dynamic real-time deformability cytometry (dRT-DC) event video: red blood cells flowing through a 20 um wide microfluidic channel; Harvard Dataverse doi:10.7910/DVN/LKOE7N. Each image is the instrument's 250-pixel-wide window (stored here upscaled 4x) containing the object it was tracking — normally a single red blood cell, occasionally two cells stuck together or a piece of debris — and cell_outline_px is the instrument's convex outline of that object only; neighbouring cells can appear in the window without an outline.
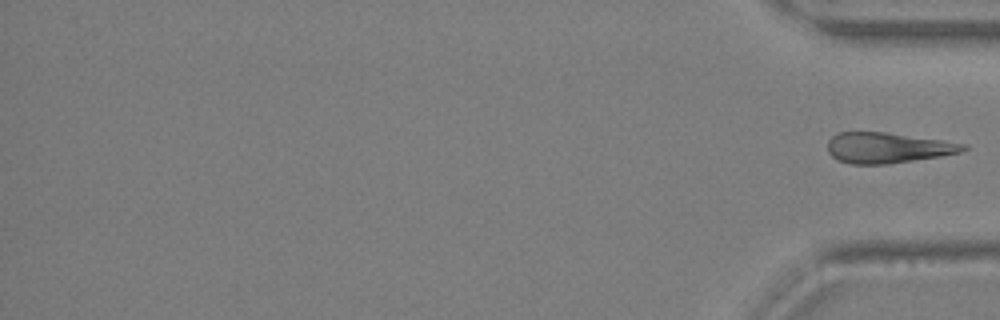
{"species": "Egyptian fruit bat (a non-hibernating species)", "species_latin": "Rousettus aegyptiacus", "temperature_condition": "warm", "stored_images_in_passage": 30, "segment_of_instrument_passage": [2, 2], "camera_frame_rate_fps": 3000, "um_per_image_px": 0.085, "animal": {"sex": "female"}, "frame": {"image": 1, "passage_image": 30, "time_ms": 9.667, "image_size_px": [1000, 320], "cell_outline_px": [[968, 148], [960, 152], [940, 156], [888, 164], [848, 164], [836, 160], [828, 152], [828, 140], [836, 132], [884, 132], [968, 144]], "centroid_in_image_um": [75.4, 12.57], "position_along_channel_um": 359.8, "area_um2": 24.1}}